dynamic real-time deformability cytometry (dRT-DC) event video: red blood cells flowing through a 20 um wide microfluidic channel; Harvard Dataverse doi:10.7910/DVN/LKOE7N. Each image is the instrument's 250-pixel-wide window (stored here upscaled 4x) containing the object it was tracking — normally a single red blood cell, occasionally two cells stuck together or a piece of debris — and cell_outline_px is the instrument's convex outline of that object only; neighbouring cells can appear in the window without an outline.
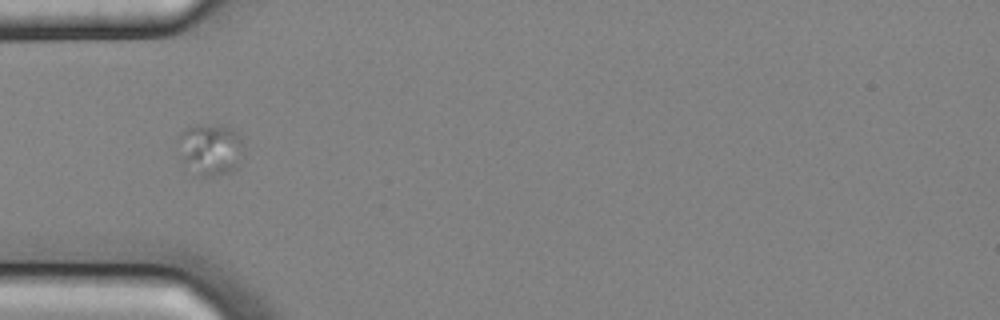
{"species": "common noctule bat (a hibernating species)", "species_latin": "Nyctalus noctula", "temperature_condition": "cold", "stored_images_in_passage": 5, "camera_frame_rate_fps": 3000, "um_per_image_px": 0.085, "animal": {"sex": "male", "body_mass_g": 20.4}, "frame": {"image": 1, "passage_image": 5, "time_ms": 1.333, "image_size_px": [1000, 320], "cell_outline_px": [[240, 168], [232, 172], [212, 176], [200, 176], [184, 164], [180, 160], [180, 132], [184, 128], [196, 124], [224, 124], [232, 128], [240, 136]], "centroid_in_image_um": [17.88, 12.68], "position_along_channel_um": 67.1, "area_um2": 19.88}}